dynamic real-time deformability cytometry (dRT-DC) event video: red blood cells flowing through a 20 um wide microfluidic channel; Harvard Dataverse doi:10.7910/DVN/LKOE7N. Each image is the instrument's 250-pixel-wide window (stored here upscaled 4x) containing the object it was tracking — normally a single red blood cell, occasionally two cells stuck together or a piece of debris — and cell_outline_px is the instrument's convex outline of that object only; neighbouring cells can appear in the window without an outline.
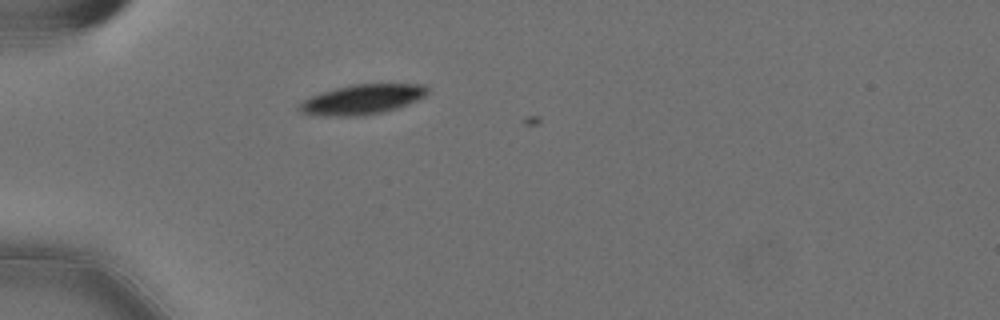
{"species": "Egyptian fruit bat (a non-hibernating species)", "species_latin": "Rousettus aegyptiacus", "temperature_condition": "cold", "stored_images_in_passage": 13, "camera_frame_rate_fps": 3000, "um_per_image_px": 0.085, "animal": {"sex": "female"}, "frame": {"image": 1, "passage_image": 12, "time_ms": 3.667, "image_size_px": [1000, 320], "cell_outline_px": [[428, 92], [424, 96], [408, 104], [396, 108], [364, 116], [324, 116], [300, 112], [296, 108], [304, 100], [312, 96], [336, 88], [352, 84], [428, 84]], "centroid_in_image_um": [30.8, 8.45], "position_along_channel_um": 54.2, "area_um2": 22.14}}